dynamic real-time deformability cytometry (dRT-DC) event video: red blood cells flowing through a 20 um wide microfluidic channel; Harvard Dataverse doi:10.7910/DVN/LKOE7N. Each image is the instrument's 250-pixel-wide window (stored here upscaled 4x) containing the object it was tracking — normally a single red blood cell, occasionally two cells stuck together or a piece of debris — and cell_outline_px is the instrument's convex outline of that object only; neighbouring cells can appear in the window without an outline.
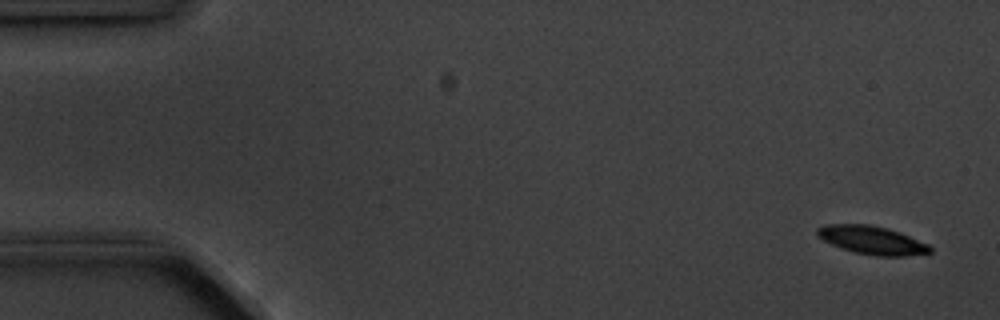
{"species": "common noctule bat (a hibernating species)", "species_latin": "Nyctalus noctula", "temperature_condition": "cold", "stored_images_in_passage": 5, "camera_frame_rate_fps": 3000, "um_per_image_px": 0.085, "animal": {"sex": "male", "body_mass_g": 20.1, "forearm_length_mm": 53.5}, "frame": {"image": 1, "passage_image": 1, "time_ms": 0.0, "image_size_px": [1000, 320], "cell_outline_px": [[932, 252], [904, 256], [876, 256], [856, 252], [840, 248], [816, 236], [816, 228], [824, 224], [868, 224], [888, 228], [900, 232], [928, 244], [932, 248]], "centroid_in_image_um": [74.09, 20.4], "position_along_channel_um": 10.9, "area_um2": 18.61}}
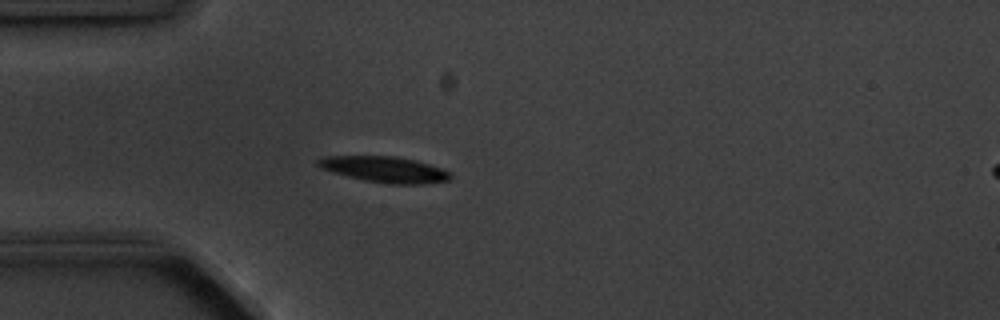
{"frame": {"image": 2, "passage_image": 5, "time_ms": 4.333, "image_size_px": [1000, 320], "cell_outline_px": [[452, 176], [448, 180], [420, 184], [392, 184], [364, 180], [332, 172], [320, 168], [316, 164], [316, 160], [324, 156], [396, 156], [416, 160], [452, 172]], "centroid_in_image_um": [32.67, 14.39], "position_along_channel_um": 52.3, "area_um2": 19.94}}